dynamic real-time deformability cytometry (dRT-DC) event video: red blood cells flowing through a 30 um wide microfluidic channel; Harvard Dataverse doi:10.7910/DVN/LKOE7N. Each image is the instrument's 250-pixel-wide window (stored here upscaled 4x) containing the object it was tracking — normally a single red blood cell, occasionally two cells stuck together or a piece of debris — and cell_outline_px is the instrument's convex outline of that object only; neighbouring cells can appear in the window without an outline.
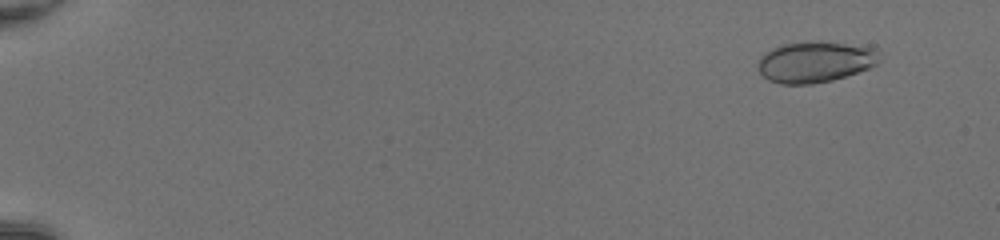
{"species": "common noctule bat (a hibernating species)", "species_latin": "Nyctalus noctula", "temperature_condition": "room temperature", "stored_images_in_passage": 51, "camera_frame_rate_fps": 3000, "um_per_image_px": 0.085, "animal": {"sex": "female", "body_mass_g": 20.0, "forearm_length_mm": 54.0}, "frame": {"image": 1, "passage_image": 5, "time_ms": 1.333, "image_size_px": [1000, 240], "cell_outline_px": [[880, 60], [876, 64], [868, 68], [832, 80], [812, 84], [780, 84], [768, 80], [760, 72], [756, 64], [760, 56], [764, 52], [780, 44], [812, 40], [820, 40], [872, 48]], "centroid_in_image_um": [69.19, 5.25], "position_along_channel_um": 15.8, "area_um2": 29.07}}
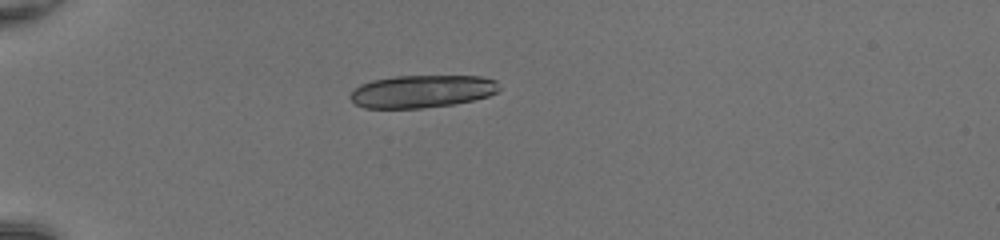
{"frame": {"image": 2, "passage_image": 17, "time_ms": 5.333, "image_size_px": [1000, 240], "cell_outline_px": [[500, 88], [496, 92], [488, 96], [456, 104], [424, 108], [364, 108], [356, 104], [348, 96], [360, 84], [372, 80], [396, 76], [480, 76], [496, 80]], "centroid_in_image_um": [35.87, 7.77], "position_along_channel_um": 49.1, "area_um2": 28.38}}